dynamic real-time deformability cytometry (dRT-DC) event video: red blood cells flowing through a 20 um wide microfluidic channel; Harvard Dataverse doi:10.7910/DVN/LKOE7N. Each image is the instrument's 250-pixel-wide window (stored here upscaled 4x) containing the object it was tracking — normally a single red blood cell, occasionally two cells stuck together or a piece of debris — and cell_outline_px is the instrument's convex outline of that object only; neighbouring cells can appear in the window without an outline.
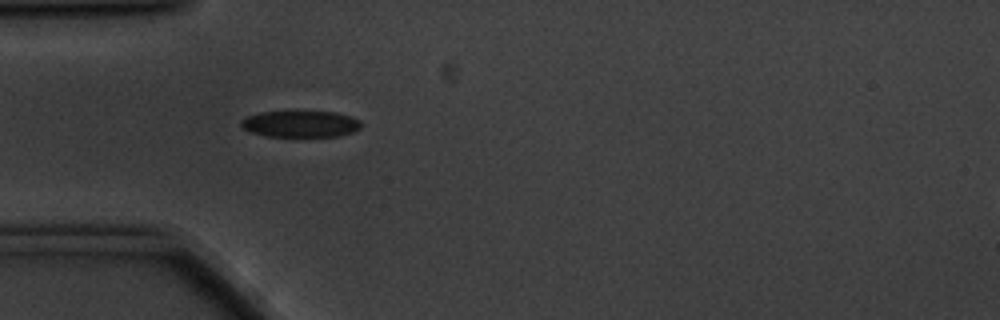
{"species": "common noctule bat (a hibernating species)", "species_latin": "Nyctalus noctula", "temperature_condition": "cold", "stored_images_in_passage": 42, "camera_frame_rate_fps": 3000, "um_per_image_px": 0.085, "animal": {"sex": "male", "body_mass_g": 20.1, "forearm_length_mm": 53.5}, "frame": {"image": 1, "passage_image": 1, "time_ms": 0.0, "image_size_px": [1000, 320], "cell_outline_px": [[360, 128], [352, 132], [340, 136], [268, 136], [252, 132], [244, 128], [240, 124], [240, 120], [248, 116], [260, 112], [336, 112], [360, 120]], "centroid_in_image_um": [25.54, 10.53], "position_along_channel_um": 59.5, "area_um2": 18.21}}
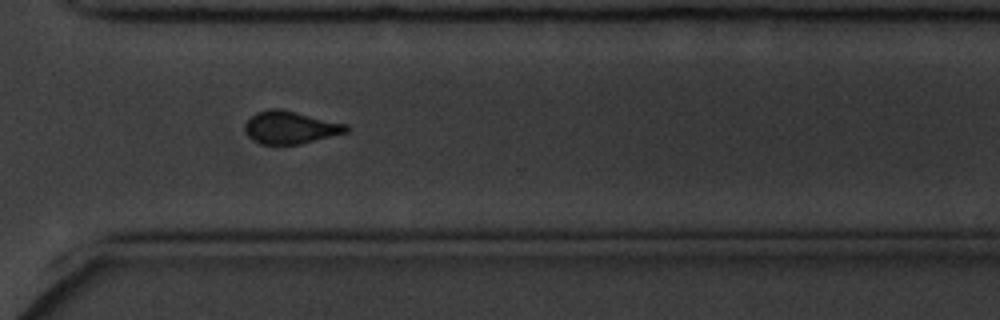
{"frame": {"image": 2, "passage_image": 26, "time_ms": 8.333, "image_size_px": [1000, 320], "cell_outline_px": [[348, 132], [300, 144], [260, 144], [252, 140], [248, 136], [244, 128], [244, 124], [256, 112], [272, 108], [276, 108], [348, 124]], "centroid_in_image_um": [24.66, 10.84], "position_along_channel_um": 345.9, "area_um2": 19.07}}
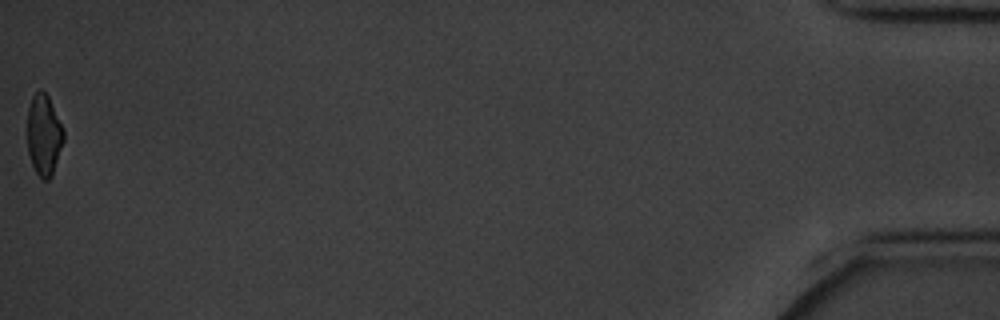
{"frame": {"image": 3, "passage_image": 42, "time_ms": 13.667, "image_size_px": [1000, 320], "cell_outline_px": [[64, 140], [52, 176], [48, 180], [44, 180], [36, 172], [32, 164], [28, 152], [28, 108], [32, 96], [40, 88], [48, 96], [64, 128]], "centroid_in_image_um": [3.74, 11.46], "position_along_channel_um": 431.5, "area_um2": 17.11}, "authors_computed_cell_mechanics": {"area_um2": 19.2763, "velocity_mm_per_s": 3.4585, "shape_relaxation_time_tau1_ms": 2.43, "shape_relaxation_time_tau2_ms": 3.2185, "deformation_change_tau1": 0.0835, "deformation_change_tau2": 0.0641}}